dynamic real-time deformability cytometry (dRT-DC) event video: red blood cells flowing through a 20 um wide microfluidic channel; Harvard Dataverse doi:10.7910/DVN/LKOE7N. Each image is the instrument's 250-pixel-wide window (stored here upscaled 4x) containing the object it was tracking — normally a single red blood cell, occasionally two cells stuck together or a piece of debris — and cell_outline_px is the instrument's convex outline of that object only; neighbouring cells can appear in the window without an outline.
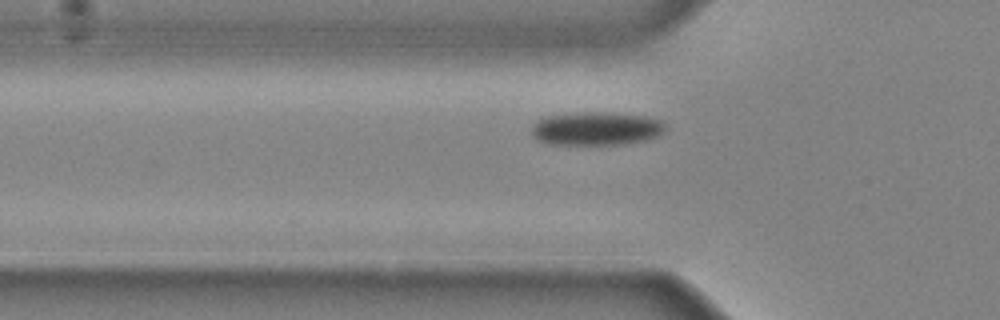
{"species": "common noctule bat (a hibernating species)", "species_latin": "Nyctalus noctula", "temperature_condition": "cold", "stored_images_in_passage": 27, "camera_frame_rate_fps": 3000, "um_per_image_px": 0.085, "animal": {"sex": "male", "body_mass_g": 20.4}, "frame": {"image": 1, "passage_image": 3, "time_ms": 0.667, "image_size_px": [1000, 320], "cell_outline_px": [[668, 128], [660, 136], [644, 140], [620, 144], [548, 144], [536, 140], [532, 136], [532, 124], [536, 120], [544, 116], [584, 112], [604, 112], [648, 116], [660, 120]], "centroid_in_image_um": [50.67, 10.92], "position_along_channel_um": 75.1, "area_um2": 26.3}}
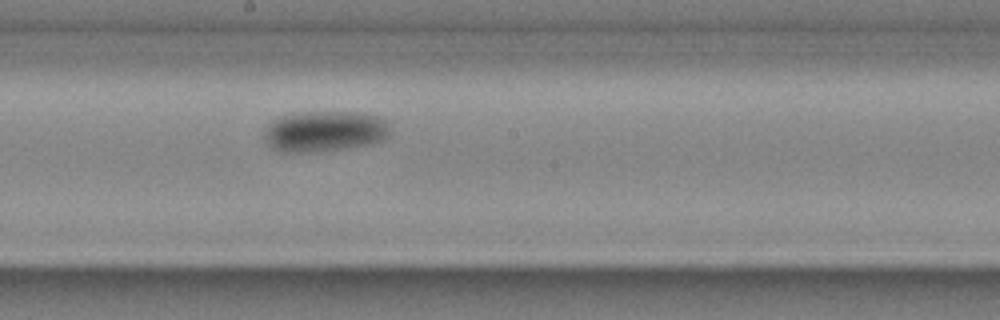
{"frame": {"image": 2, "passage_image": 13, "time_ms": 4.0, "image_size_px": [1000, 320], "cell_outline_px": [[392, 132], [384, 140], [368, 144], [344, 148], [316, 152], [284, 152], [272, 148], [268, 144], [264, 136], [264, 132], [268, 124], [280, 116], [300, 112], [368, 112], [384, 116]], "centroid_in_image_um": [27.66, 11.14], "position_along_channel_um": 220.5, "area_um2": 30.4}}
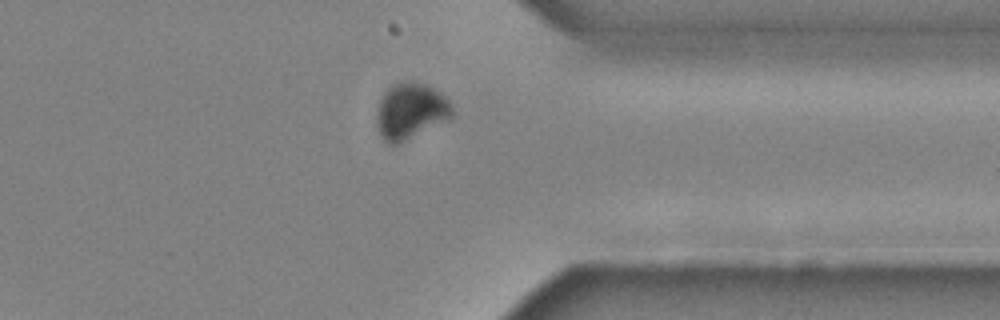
{"frame": {"image": 3, "passage_image": 24, "time_ms": 7.667, "image_size_px": [1000, 320], "cell_outline_px": [[456, 116], [400, 144], [388, 144], [384, 140], [380, 132], [380, 100], [384, 92], [392, 84], [400, 80], [408, 80], [424, 84], [440, 92], [452, 104]], "centroid_in_image_um": [34.99, 9.43], "position_along_channel_um": 376.4, "area_um2": 24.57}}